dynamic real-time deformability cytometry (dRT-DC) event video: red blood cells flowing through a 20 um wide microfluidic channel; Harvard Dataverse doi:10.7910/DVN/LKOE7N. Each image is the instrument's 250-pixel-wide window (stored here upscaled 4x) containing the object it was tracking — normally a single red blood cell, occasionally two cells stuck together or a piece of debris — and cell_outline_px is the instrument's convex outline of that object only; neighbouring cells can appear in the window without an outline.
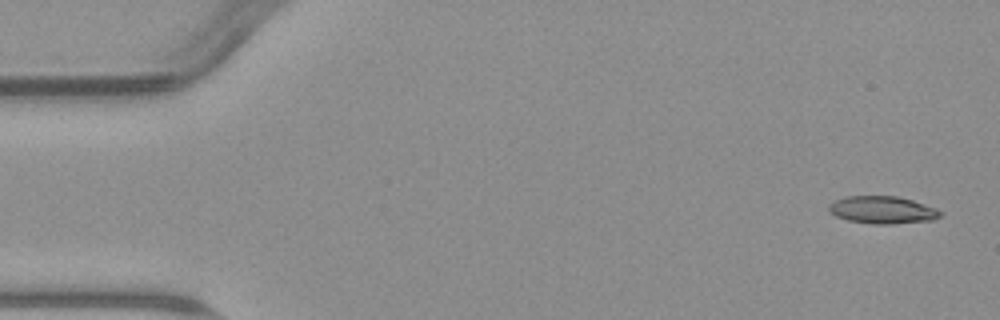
{"species": "common noctule bat (a hibernating species)", "species_latin": "Nyctalus noctula", "temperature_condition": "warm", "stored_images_in_passage": 8, "camera_frame_rate_fps": 3000, "um_per_image_px": 0.085, "animal": {"sex": "male", "body_mass_g": 23.1, "forearm_length_mm": 52.7}, "frame": {"image": 1, "passage_image": 1, "time_ms": 0.0, "image_size_px": [1000, 320], "cell_outline_px": [[944, 212], [940, 216], [932, 220], [892, 224], [872, 224], [848, 220], [836, 216], [828, 212], [828, 204], [844, 196], [896, 196], [912, 200], [936, 208]], "centroid_in_image_um": [74.99, 17.84], "position_along_channel_um": 10.0, "area_um2": 17.92}}
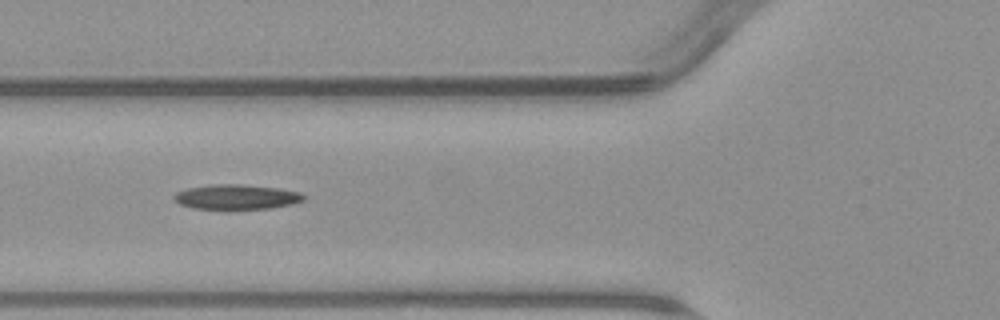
{"frame": {"image": 2, "passage_image": 6, "time_ms": 6.0, "image_size_px": [1000, 320], "cell_outline_px": [[304, 200], [292, 204], [272, 208], [228, 212], [192, 208], [180, 204], [172, 196], [176, 192], [188, 188], [212, 184], [244, 184], [280, 188], [300, 192], [304, 196]], "centroid_in_image_um": [20.09, 16.78], "position_along_channel_um": 105.7, "area_um2": 19.77}}
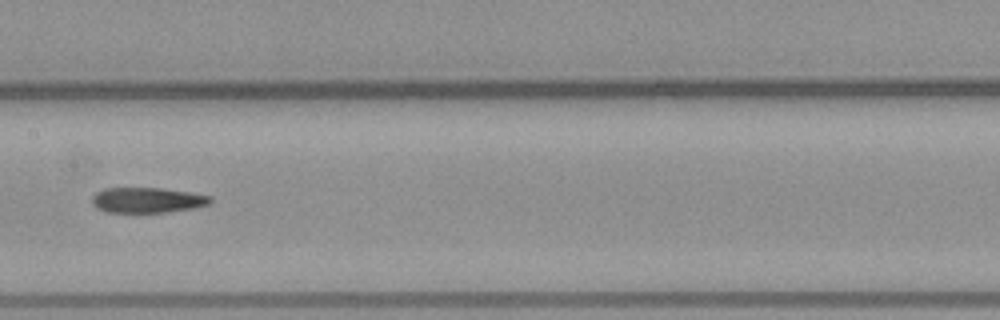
{"frame": {"image": 3, "passage_image": 8, "time_ms": 8.333, "image_size_px": [1000, 320], "cell_outline_px": [[212, 200], [208, 204], [192, 208], [164, 212], [108, 212], [96, 208], [92, 204], [92, 196], [96, 192], [104, 188], [160, 188], [188, 192], [212, 196]], "centroid_in_image_um": [12.48, 17.0], "position_along_channel_um": 194.9, "area_um2": 17.34}}